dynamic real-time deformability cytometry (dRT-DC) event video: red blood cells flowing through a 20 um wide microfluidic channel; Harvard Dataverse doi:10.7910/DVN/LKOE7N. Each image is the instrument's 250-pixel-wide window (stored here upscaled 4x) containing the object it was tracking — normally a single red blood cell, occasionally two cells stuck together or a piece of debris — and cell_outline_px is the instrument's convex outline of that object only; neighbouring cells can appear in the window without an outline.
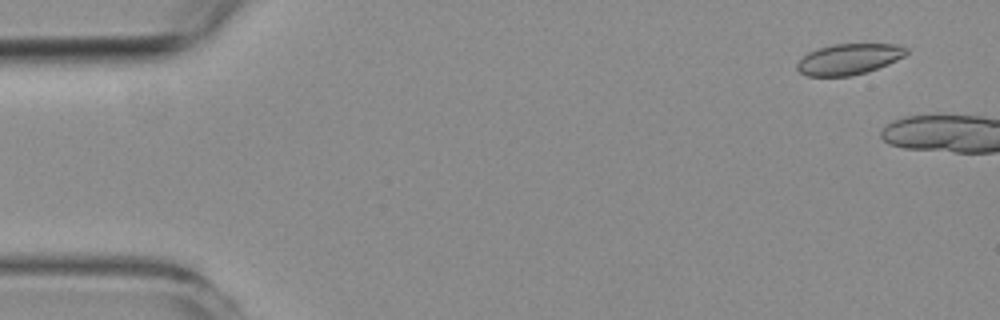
{"species": "common noctule bat (a hibernating species)", "species_latin": "Nyctalus noctula", "temperature_condition": "room temperature", "stored_images_in_passage": 11, "camera_frame_rate_fps": 3000, "um_per_image_px": 0.085, "animal": {"sex": "female", "body_mass_g": 19.3, "forearm_length_mm": 54.1}, "frame": {"image": 1, "passage_image": 4, "time_ms": 1.0, "image_size_px": [1000, 320], "cell_outline_px": [[908, 52], [904, 56], [888, 64], [868, 72], [852, 76], [808, 76], [800, 72], [796, 68], [796, 64], [808, 52], [816, 48], [832, 44], [896, 44], [908, 48]], "centroid_in_image_um": [72.15, 5.02], "position_along_channel_um": 12.8, "area_um2": 19.77}}